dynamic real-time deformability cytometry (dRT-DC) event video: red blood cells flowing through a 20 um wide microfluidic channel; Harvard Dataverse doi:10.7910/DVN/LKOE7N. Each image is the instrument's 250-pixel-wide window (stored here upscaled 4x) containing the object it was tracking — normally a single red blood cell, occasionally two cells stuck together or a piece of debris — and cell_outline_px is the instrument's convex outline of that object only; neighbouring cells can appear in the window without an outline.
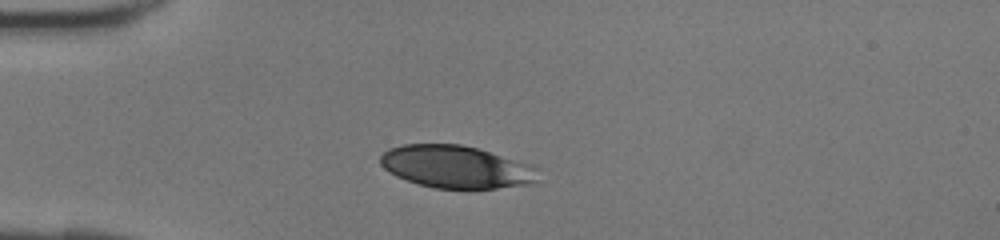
{"species": "human", "species_latin": "Homo sapiens", "temperature_condition": "room temperature", "stored_images_in_passage": 31, "camera_frame_rate_fps": 3000, "um_per_image_px": 0.085, "donor": {"sex": "female"}, "frame": {"image": 1, "passage_image": 1, "time_ms": 0.0, "image_size_px": [1000, 240], "cell_outline_px": [[536, 184], [496, 188], [432, 188], [396, 176], [384, 168], [380, 164], [380, 156], [388, 148], [404, 144], [460, 144], [476, 148], [532, 164], [536, 168]], "centroid_in_image_um": [38.77, 14.18], "position_along_channel_um": 46.2, "area_um2": 39.02}}
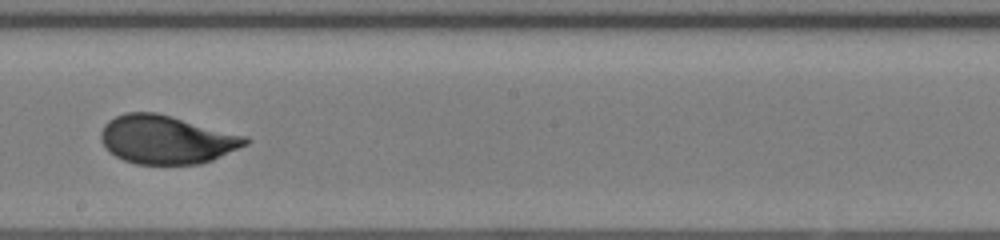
{"frame": {"image": 2, "passage_image": 14, "time_ms": 4.333, "image_size_px": [1000, 240], "cell_outline_px": [[252, 140], [248, 144], [212, 160], [200, 164], [136, 164], [124, 160], [108, 152], [100, 140], [100, 132], [104, 124], [108, 120], [124, 112], [156, 112], [248, 136]], "centroid_in_image_um": [14.14, 11.86], "position_along_channel_um": 234.1, "area_um2": 41.1}}
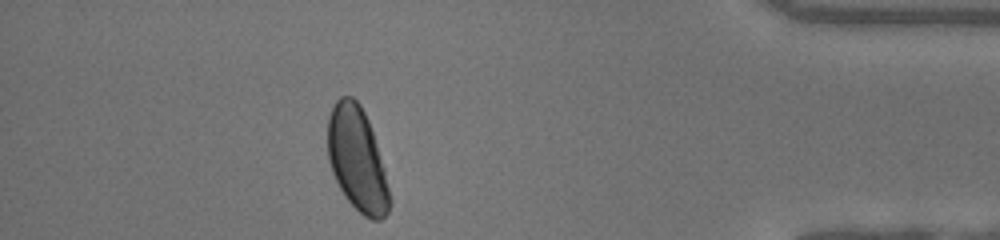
{"frame": {"image": 3, "passage_image": 27, "time_ms": 8.667, "image_size_px": [1000, 240], "cell_outline_px": [[392, 200], [388, 212], [380, 220], [372, 220], [364, 216], [344, 196], [332, 172], [328, 160], [328, 116], [336, 100], [340, 96], [352, 96], [360, 104], [368, 120], [384, 168]], "centroid_in_image_um": [30.36, 13.55], "position_along_channel_um": 404.8, "area_um2": 37.34}}